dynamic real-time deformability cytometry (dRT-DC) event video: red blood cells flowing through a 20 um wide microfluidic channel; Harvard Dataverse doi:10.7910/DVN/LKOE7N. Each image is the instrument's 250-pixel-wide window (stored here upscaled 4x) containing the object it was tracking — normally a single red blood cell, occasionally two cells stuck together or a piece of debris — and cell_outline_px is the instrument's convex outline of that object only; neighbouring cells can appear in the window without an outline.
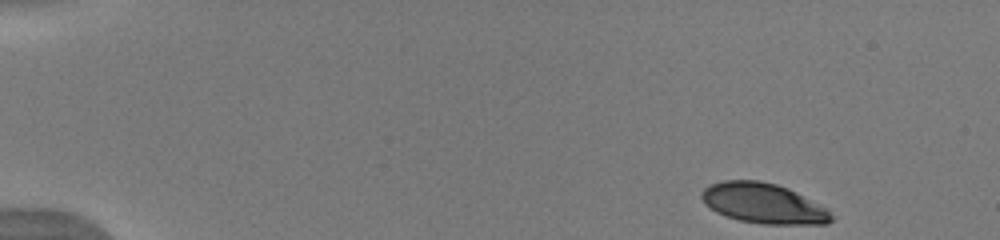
{"species": "human", "species_latin": "Homo sapiens", "temperature_condition": "warm", "stored_images_in_passage": 47, "camera_frame_rate_fps": 3000, "um_per_image_px": 0.085, "donor": {"sex": "male"}, "frame": {"image": 1, "passage_image": 1, "time_ms": 0.0, "image_size_px": [1000, 240], "cell_outline_px": [[836, 216], [828, 224], [760, 224], [740, 220], [716, 212], [704, 204], [700, 196], [700, 192], [704, 188], [712, 184], [724, 180], [760, 180], [776, 184], [788, 188], [828, 208]], "centroid_in_image_um": [64.92, 17.29], "position_along_channel_um": 20.1, "area_um2": 30.63}}
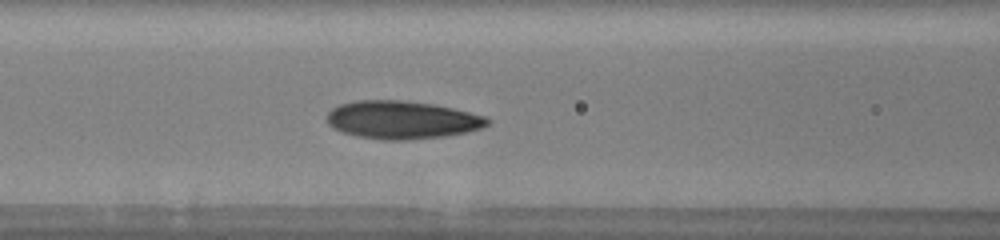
{"frame": {"image": 2, "passage_image": 19, "time_ms": 6.0, "image_size_px": [1000, 240], "cell_outline_px": [[488, 124], [480, 128], [464, 132], [444, 136], [408, 140], [384, 140], [360, 136], [344, 132], [332, 128], [328, 124], [328, 112], [332, 108], [340, 104], [356, 100], [400, 100], [432, 104], [452, 108], [484, 116], [488, 120]], "centroid_in_image_um": [34.12, 10.18], "position_along_channel_um": 132.5, "area_um2": 35.08}}
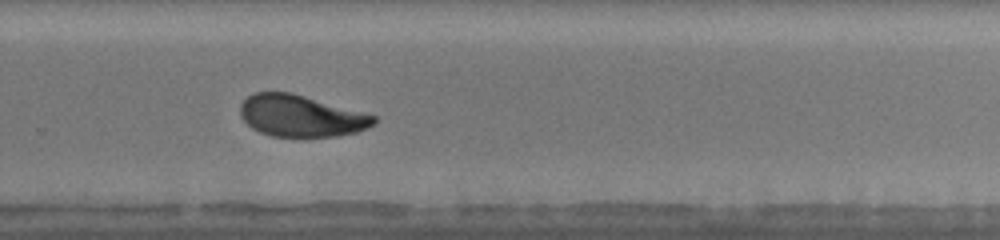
{"frame": {"image": 3, "passage_image": 32, "time_ms": 10.333, "image_size_px": [1000, 240], "cell_outline_px": [[376, 120], [368, 128], [356, 132], [336, 136], [272, 136], [260, 132], [252, 128], [240, 116], [240, 104], [248, 96], [256, 92], [292, 92], [376, 116]], "centroid_in_image_um": [25.55, 9.84], "position_along_channel_um": 304.2, "area_um2": 32.14}, "authors_computed_cell_mechanics": {"area_um2": 33.2928, "velocity_mm_per_s": 3.9773, "shape_relaxation_time_tau1_ms": 3.1116, "shape_relaxation_time_tau2_ms": 1.1246, "deformation_change_tau1": 0.154, "deformation_change_tau2": 0.0674}}